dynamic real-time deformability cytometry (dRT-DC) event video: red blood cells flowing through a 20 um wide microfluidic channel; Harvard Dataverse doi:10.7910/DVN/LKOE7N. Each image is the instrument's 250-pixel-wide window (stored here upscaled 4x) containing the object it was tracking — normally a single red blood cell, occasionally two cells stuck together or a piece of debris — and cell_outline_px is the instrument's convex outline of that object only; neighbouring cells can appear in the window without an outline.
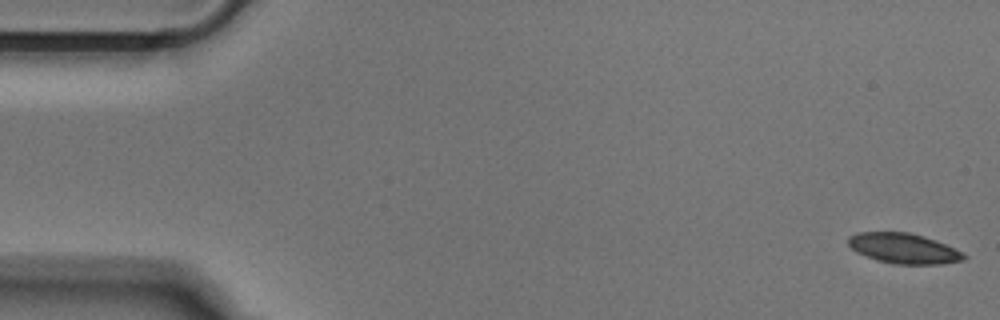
{"species": "Egyptian fruit bat (a non-hibernating species)", "species_latin": "Rousettus aegyptiacus", "temperature_condition": "cold", "stored_images_in_passage": 52, "camera_frame_rate_fps": 3000, "um_per_image_px": 0.085, "animal": {"sex": "male"}, "frame": {"image": 1, "passage_image": 1, "time_ms": 0.0, "image_size_px": [1000, 320], "cell_outline_px": [[968, 256], [964, 260], [940, 264], [896, 264], [876, 260], [856, 252], [848, 244], [848, 236], [856, 232], [908, 232], [924, 236], [936, 240]], "centroid_in_image_um": [76.77, 21.11], "position_along_channel_um": 8.2, "area_um2": 20.29}}
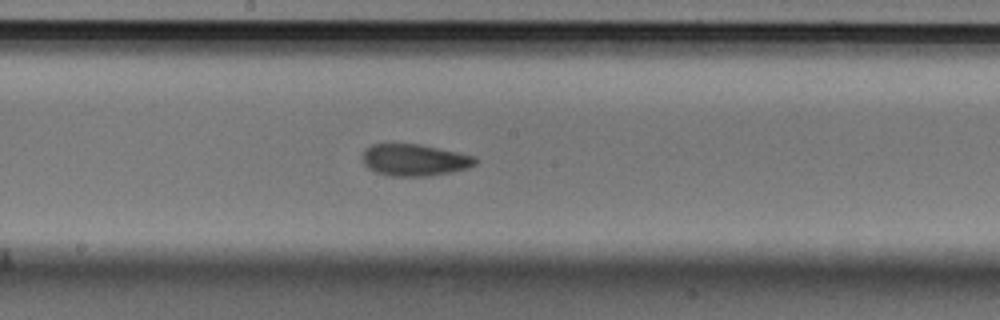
{"frame": {"image": 2, "passage_image": 27, "time_ms": 8.667, "image_size_px": [1000, 320], "cell_outline_px": [[480, 160], [476, 164], [468, 168], [452, 172], [428, 176], [392, 176], [376, 172], [368, 168], [364, 164], [364, 148], [372, 144], [420, 144], [476, 156]], "centroid_in_image_um": [35.28, 13.6], "position_along_channel_um": 212.9, "area_um2": 20.98}}
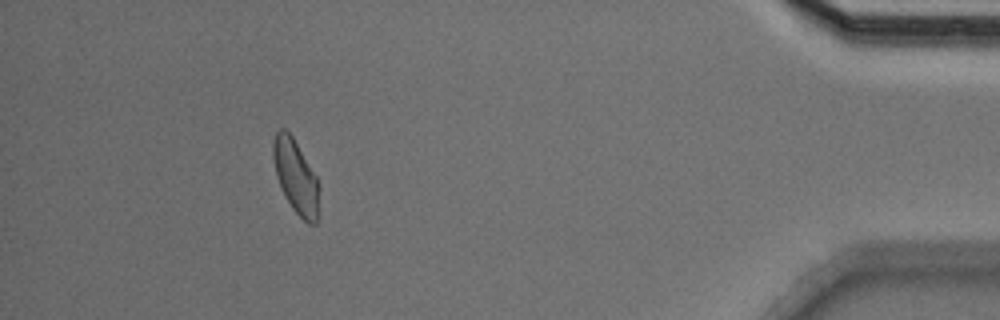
{"frame": {"image": 3, "passage_image": 47, "time_ms": 15.333, "image_size_px": [1000, 320], "cell_outline_px": [[320, 188], [316, 224], [308, 224], [292, 208], [276, 176], [272, 156], [272, 144], [276, 132], [280, 128], [284, 128], [292, 136], [316, 176]], "centroid_in_image_um": [25.14, 15.0], "position_along_channel_um": 410.1, "area_um2": 19.48}}